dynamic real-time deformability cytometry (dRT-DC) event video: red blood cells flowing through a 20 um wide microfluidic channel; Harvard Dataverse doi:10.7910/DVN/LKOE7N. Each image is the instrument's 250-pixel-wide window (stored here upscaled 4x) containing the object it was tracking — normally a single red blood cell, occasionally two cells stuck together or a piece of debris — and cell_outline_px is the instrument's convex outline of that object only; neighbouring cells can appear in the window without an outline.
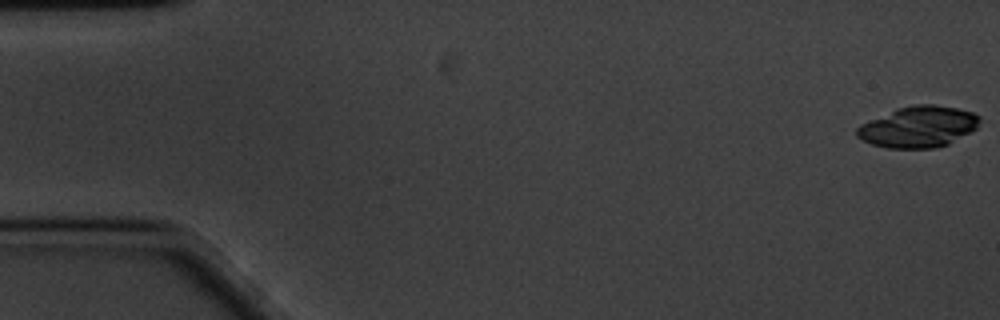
{"species": "common noctule bat (a hibernating species)", "species_latin": "Nyctalus noctula", "temperature_condition": "cold", "stored_images_in_passage": 33, "segment_of_instrument_passage": [1, 2], "camera_frame_rate_fps": 3000, "um_per_image_px": 0.085, "animal": {"sex": "male", "body_mass_g": 20.1, "forearm_length_mm": 53.5}, "frame": {"image": 1, "passage_image": 1, "time_ms": 0.0, "image_size_px": [1000, 320], "cell_outline_px": [[980, 120], [976, 128], [948, 144], [936, 148], [888, 148], [872, 144], [856, 136], [856, 128], [860, 124], [896, 108], [916, 104], [932, 104], [956, 108], [972, 112], [980, 116]], "centroid_in_image_um": [78.04, 10.77], "position_along_channel_um": 7.0, "area_um2": 29.3}}